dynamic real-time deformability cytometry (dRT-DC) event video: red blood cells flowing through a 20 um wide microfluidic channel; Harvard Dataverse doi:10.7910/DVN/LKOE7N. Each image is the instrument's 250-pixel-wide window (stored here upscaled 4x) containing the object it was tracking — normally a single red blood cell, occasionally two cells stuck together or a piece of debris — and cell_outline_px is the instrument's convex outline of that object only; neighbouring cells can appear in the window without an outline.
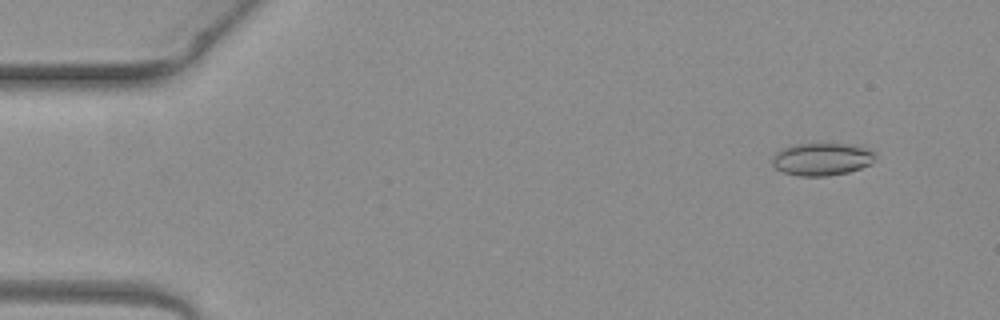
{"species": "common noctule bat (a hibernating species)", "species_latin": "Nyctalus noctula", "temperature_condition": "warm", "stored_images_in_passage": 5, "camera_frame_rate_fps": 3000, "um_per_image_px": 0.085, "animal": {"sex": "female", "body_mass_g": 19.3, "forearm_length_mm": 54.1}, "frame": {"image": 1, "passage_image": 2, "time_ms": 0.333, "image_size_px": [1000, 320], "cell_outline_px": [[876, 156], [872, 164], [848, 172], [828, 176], [800, 176], [784, 172], [776, 168], [772, 164], [772, 156], [780, 148], [788, 144], [848, 144], [864, 148], [876, 152]], "centroid_in_image_um": [69.83, 13.52], "position_along_channel_um": 15.2, "area_um2": 19.71}}
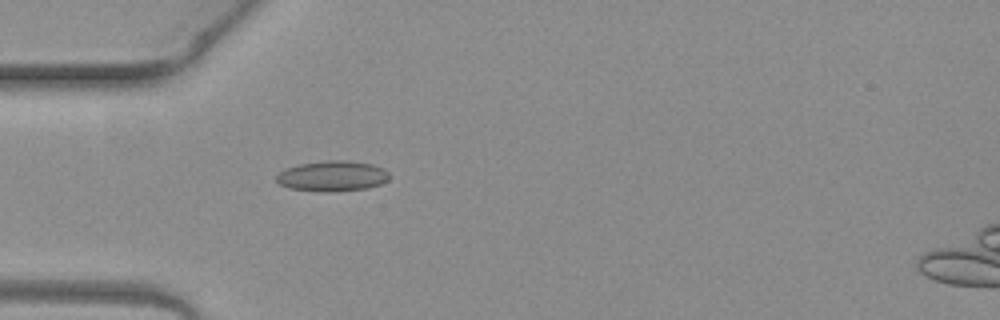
{"frame": {"image": 2, "passage_image": 5, "time_ms": 1.333, "image_size_px": [1000, 320], "cell_outline_px": [[388, 180], [380, 184], [368, 188], [332, 192], [320, 192], [288, 188], [280, 184], [276, 180], [276, 176], [284, 168], [300, 164], [328, 160], [344, 160], [372, 164], [384, 168], [388, 172]], "centroid_in_image_um": [28.24, 14.97], "position_along_channel_um": 56.8, "area_um2": 20.17}}